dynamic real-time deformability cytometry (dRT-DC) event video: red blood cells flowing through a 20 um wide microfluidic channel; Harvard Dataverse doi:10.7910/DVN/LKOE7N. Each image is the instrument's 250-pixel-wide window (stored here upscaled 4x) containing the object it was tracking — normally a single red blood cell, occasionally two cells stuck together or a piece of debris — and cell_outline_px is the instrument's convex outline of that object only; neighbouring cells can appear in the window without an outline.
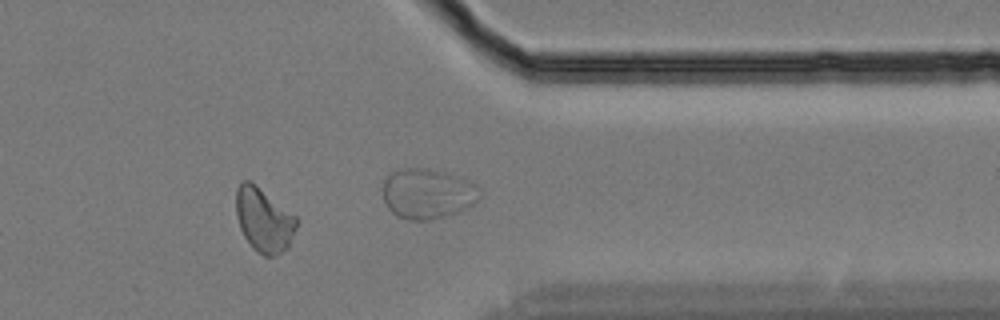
{"species": "Egyptian fruit bat (a non-hibernating species)", "species_latin": "Rousettus aegyptiacus", "temperature_condition": "cold", "stored_images_in_passage": 39, "camera_frame_rate_fps": 3000, "um_per_image_px": 0.085, "animal": {"sex": "female"}, "frame": {"image": 1, "passage_image": 28, "time_ms": 9.0, "image_size_px": [1000, 320], "cell_outline_px": [[300, 220], [288, 248], [272, 256], [264, 256], [256, 252], [252, 248], [244, 236], [240, 228], [236, 216], [236, 188], [240, 180], [248, 180], [256, 184], [296, 216]], "centroid_in_image_um": [22.42, 18.68], "position_along_channel_um": 389.0, "area_um2": 22.89}, "authors_computed_cell_mechanics": {"area_um2": 22.0796, "velocity_mm_per_s": 3.4071, "shape_relaxation_time_tau1_ms": null, "shape_relaxation_time_tau2_ms": 5.8338, "deformation_change_tau1": null, "deformation_change_tau2": 0.1151}}